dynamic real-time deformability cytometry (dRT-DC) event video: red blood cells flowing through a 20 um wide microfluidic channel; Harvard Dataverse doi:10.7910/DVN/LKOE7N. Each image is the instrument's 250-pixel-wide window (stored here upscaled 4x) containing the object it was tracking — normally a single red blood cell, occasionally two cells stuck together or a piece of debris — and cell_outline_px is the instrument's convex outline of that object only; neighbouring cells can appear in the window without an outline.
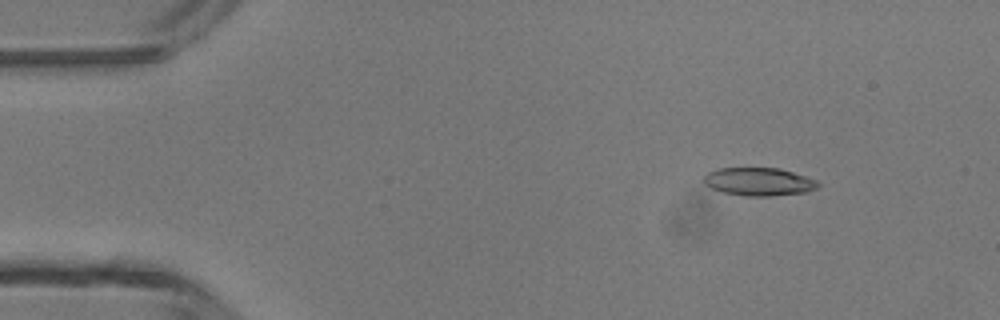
{"species": "common noctule bat (a hibernating species)", "species_latin": "Nyctalus noctula", "temperature_condition": "room temperature", "stored_images_in_passage": 4, "camera_frame_rate_fps": 3000, "um_per_image_px": 0.085, "animal": {"sex": "male", "body_mass_g": 13.3}, "frame": {"image": 1, "passage_image": 2, "time_ms": 1.333, "image_size_px": [1000, 320], "cell_outline_px": [[820, 184], [816, 188], [808, 192], [772, 196], [744, 196], [724, 192], [712, 188], [704, 184], [704, 176], [708, 172], [716, 168], [780, 168], [820, 180]], "centroid_in_image_um": [64.55, 15.44], "position_along_channel_um": 20.5, "area_um2": 18.9}}